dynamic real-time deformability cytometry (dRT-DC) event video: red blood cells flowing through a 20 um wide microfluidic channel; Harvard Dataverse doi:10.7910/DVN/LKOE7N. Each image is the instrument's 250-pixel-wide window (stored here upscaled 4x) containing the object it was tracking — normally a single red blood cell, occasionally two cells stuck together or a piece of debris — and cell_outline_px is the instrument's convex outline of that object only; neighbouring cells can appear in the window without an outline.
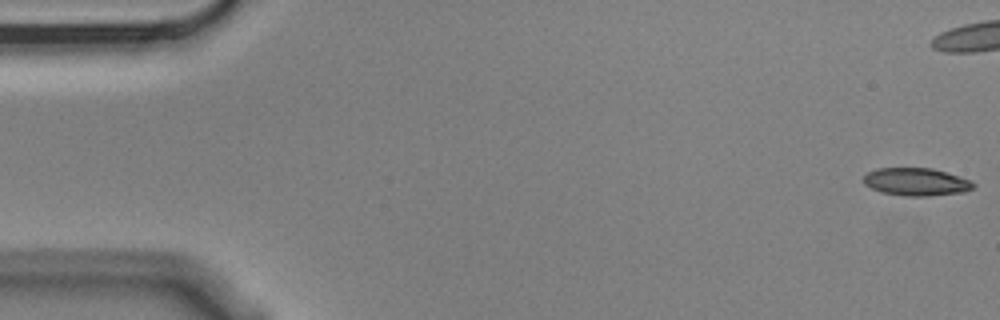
{"species": "Egyptian fruit bat (a non-hibernating species)", "species_latin": "Rousettus aegyptiacus", "temperature_condition": "cold", "stored_images_in_passage": 6, "camera_frame_rate_fps": 3000, "um_per_image_px": 0.085, "animal": {"sex": "male"}, "frame": {"image": 1, "passage_image": 1, "time_ms": 0.0, "image_size_px": [1000, 320], "cell_outline_px": [[976, 184], [972, 188], [964, 192], [928, 196], [904, 196], [880, 192], [864, 184], [864, 176], [868, 172], [876, 168], [932, 168], [968, 180]], "centroid_in_image_um": [77.83, 15.46], "position_along_channel_um": 7.2, "area_um2": 17.57}}